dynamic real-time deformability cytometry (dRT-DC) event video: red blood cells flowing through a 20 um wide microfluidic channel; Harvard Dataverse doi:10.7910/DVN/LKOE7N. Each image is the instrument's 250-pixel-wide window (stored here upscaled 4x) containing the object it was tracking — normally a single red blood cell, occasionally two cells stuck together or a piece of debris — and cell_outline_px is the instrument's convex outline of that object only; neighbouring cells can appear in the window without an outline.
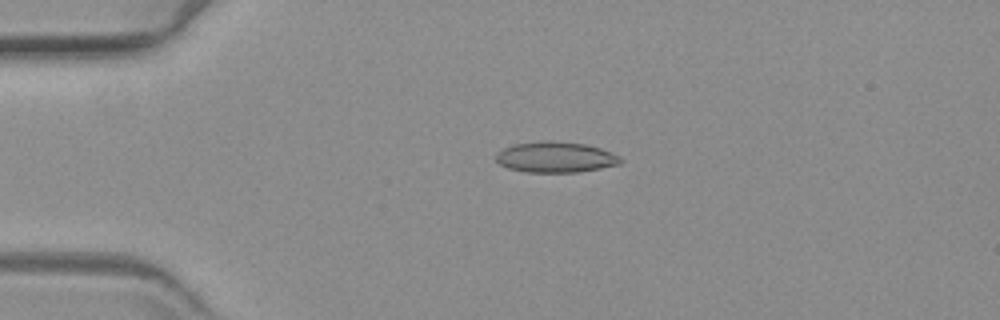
{"species": "common noctule bat (a hibernating species)", "species_latin": "Nyctalus noctula", "temperature_condition": "warm", "stored_images_in_passage": 58, "camera_frame_rate_fps": 3000, "um_per_image_px": 0.085, "animal": {"sex": "female", "body_mass_g": 19.3, "forearm_length_mm": 54.1}, "frame": {"image": 1, "passage_image": 14, "time_ms": 4.333, "image_size_px": [1000, 320], "cell_outline_px": [[624, 160], [620, 164], [600, 168], [576, 172], [524, 172], [508, 168], [500, 164], [496, 160], [496, 152], [504, 148], [516, 144], [544, 140], [552, 140], [584, 144], [600, 148], [620, 156]], "centroid_in_image_um": [47.22, 13.35], "position_along_channel_um": 37.8, "area_um2": 22.31}}
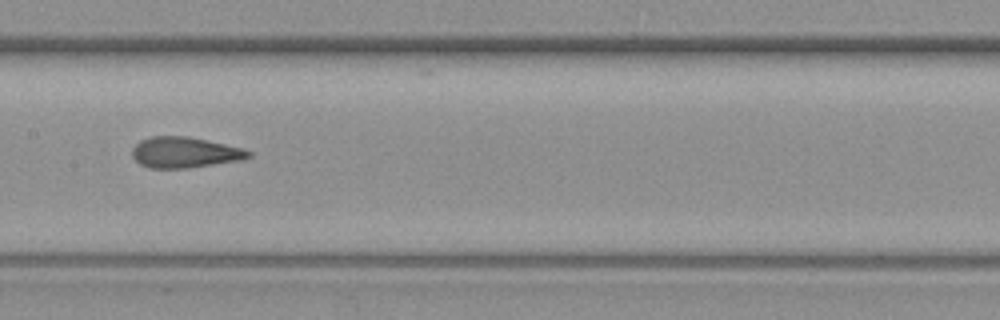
{"frame": {"image": 2, "passage_image": 30, "time_ms": 9.667, "image_size_px": [1000, 320], "cell_outline_px": [[252, 156], [240, 160], [188, 168], [148, 168], [140, 164], [132, 156], [132, 148], [140, 140], [152, 136], [188, 136], [224, 144], [240, 148], [252, 152]], "centroid_in_image_um": [15.66, 12.96], "position_along_channel_um": 191.7, "area_um2": 20.75}}
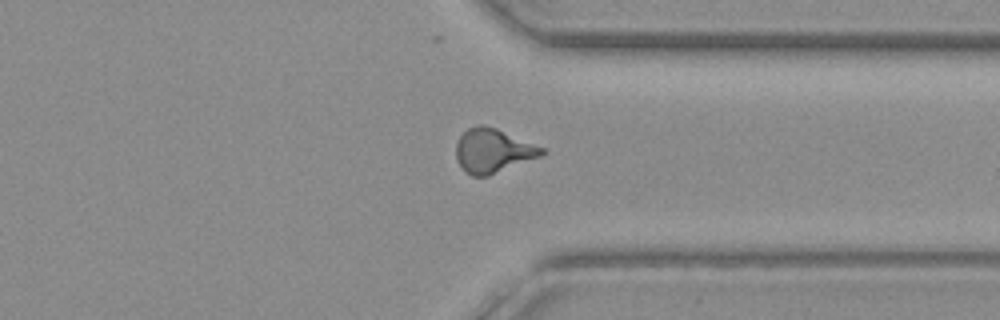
{"frame": {"image": 3, "passage_image": 45, "time_ms": 14.667, "image_size_px": [1000, 320], "cell_outline_px": [[548, 152], [540, 156], [488, 176], [472, 176], [464, 172], [456, 156], [456, 144], [460, 136], [468, 128], [480, 124], [484, 124], [496, 128], [544, 148]], "centroid_in_image_um": [41.89, 12.81], "position_along_channel_um": 369.5, "area_um2": 21.85}}